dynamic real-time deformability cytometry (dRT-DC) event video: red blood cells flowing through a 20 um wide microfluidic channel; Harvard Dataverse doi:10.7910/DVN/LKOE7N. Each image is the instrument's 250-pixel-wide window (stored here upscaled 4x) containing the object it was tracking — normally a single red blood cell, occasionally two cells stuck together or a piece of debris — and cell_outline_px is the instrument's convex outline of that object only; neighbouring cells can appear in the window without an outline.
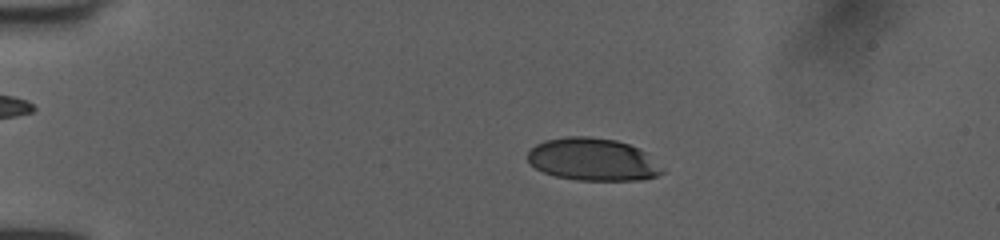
{"species": "human", "species_latin": "Homo sapiens", "temperature_condition": "room temperature", "stored_images_in_passage": 53, "camera_frame_rate_fps": 3000, "um_per_image_px": 0.085, "donor": {"sex": "female"}, "frame": {"image": 1, "passage_image": 12, "time_ms": 3.667, "image_size_px": [1000, 240], "cell_outline_px": [[668, 172], [656, 176], [636, 180], [576, 180], [556, 176], [544, 172], [536, 168], [528, 160], [528, 152], [536, 144], [544, 140], [568, 136], [588, 136], [616, 140], [628, 144], [644, 152], [664, 168]], "centroid_in_image_um": [50.39, 13.55], "position_along_channel_um": 34.6, "area_um2": 33.23}}
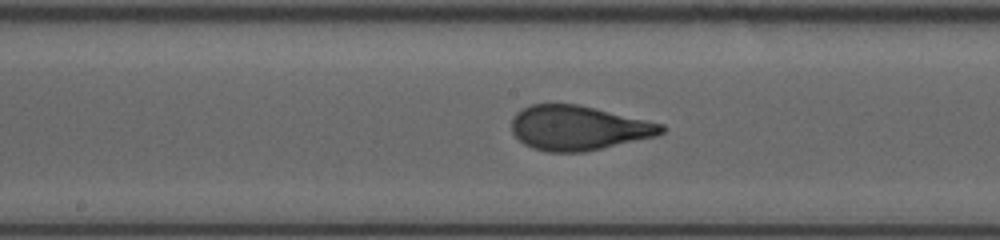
{"frame": {"image": 2, "passage_image": 29, "time_ms": 9.333, "image_size_px": [1000, 240], "cell_outline_px": [[668, 128], [664, 132], [656, 136], [584, 152], [548, 152], [532, 148], [524, 144], [512, 132], [512, 116], [516, 112], [532, 104], [576, 104], [664, 124]], "centroid_in_image_um": [49.16, 10.88], "position_along_channel_um": 199.0, "area_um2": 38.73}}
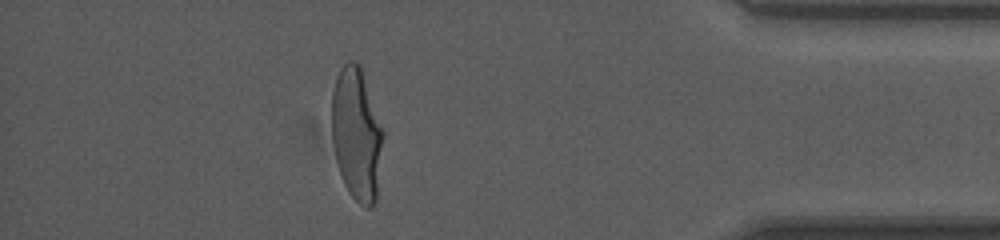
{"frame": {"image": 3, "passage_image": 47, "time_ms": 15.333, "image_size_px": [1000, 240], "cell_outline_px": [[384, 136], [376, 200], [372, 208], [364, 208], [352, 196], [344, 184], [336, 160], [332, 140], [332, 92], [336, 76], [340, 68], [348, 60], [356, 60], [360, 64], [384, 132]], "centroid_in_image_um": [30.32, 11.39], "position_along_channel_um": 404.9, "area_um2": 39.94}, "authors_computed_cell_mechanics": {"area_um2": 38.3792, "velocity_mm_per_s": 4.0203, "shape_relaxation_time_tau1_ms": 3.5329, "shape_relaxation_time_tau2_ms": null, "deformation_change_tau1": 0.1958, "deformation_change_tau2": null}}